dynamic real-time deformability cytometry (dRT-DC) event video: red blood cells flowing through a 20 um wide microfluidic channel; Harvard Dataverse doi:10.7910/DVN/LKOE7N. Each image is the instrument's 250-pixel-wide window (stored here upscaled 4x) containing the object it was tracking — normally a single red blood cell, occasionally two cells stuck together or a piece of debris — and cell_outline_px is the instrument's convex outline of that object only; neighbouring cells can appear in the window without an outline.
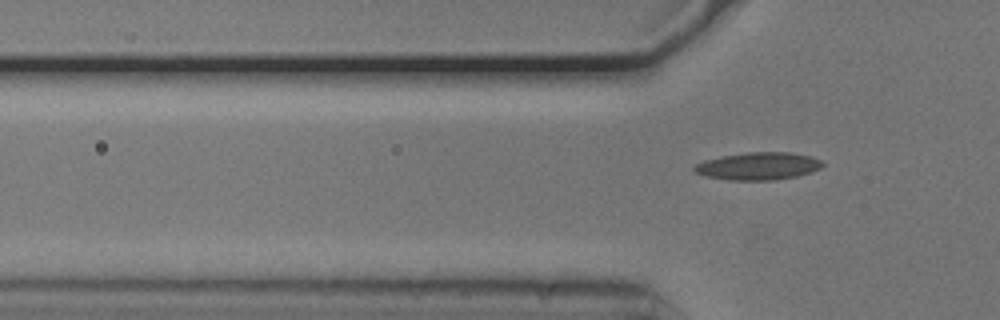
{"species": "common noctule bat (a hibernating species)", "species_latin": "Nyctalus noctula", "temperature_condition": "cold", "stored_images_in_passage": 2, "camera_frame_rate_fps": 3000, "um_per_image_px": 0.085, "animal": {"sex": "male", "body_mass_g": 20.5, "forearm_length_mm": 52.5}, "frame": {"image": 1, "passage_image": 2, "time_ms": 0.333, "image_size_px": [1000, 320], "cell_outline_px": [[824, 164], [820, 168], [796, 176], [772, 180], [728, 180], [708, 176], [696, 172], [692, 168], [696, 164], [704, 160], [720, 156], [748, 152], [788, 152], [812, 156], [820, 160]], "centroid_in_image_um": [64.43, 14.11], "position_along_channel_um": 61.4, "area_um2": 20.4}}